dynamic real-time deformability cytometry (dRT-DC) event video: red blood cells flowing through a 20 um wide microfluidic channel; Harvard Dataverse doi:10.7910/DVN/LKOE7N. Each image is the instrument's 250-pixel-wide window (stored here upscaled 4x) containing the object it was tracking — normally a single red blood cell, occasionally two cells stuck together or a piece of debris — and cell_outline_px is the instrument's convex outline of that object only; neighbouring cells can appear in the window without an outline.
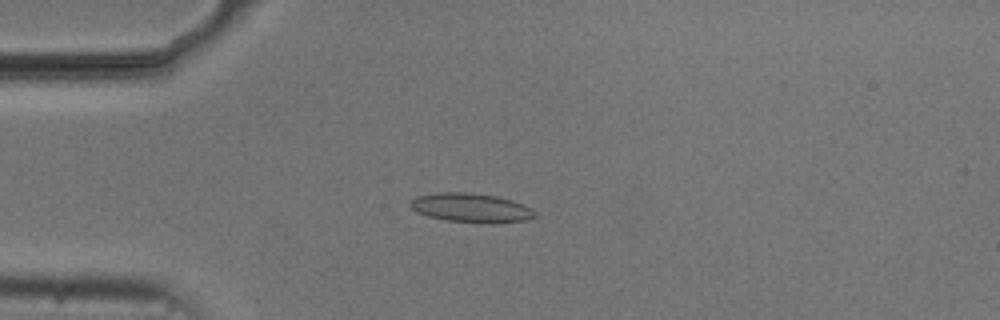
{"species": "common noctule bat (a hibernating species)", "species_latin": "Nyctalus noctula", "temperature_condition": "cold", "stored_images_in_passage": 44, "camera_frame_rate_fps": 3000, "um_per_image_px": 0.085, "animal": {"sex": "male", "body_mass_g": 20.5, "forearm_length_mm": 52.5}, "frame": {"image": 1, "passage_image": 10, "time_ms": 3.0, "image_size_px": [1000, 320], "cell_outline_px": [[536, 216], [524, 220], [492, 224], [444, 220], [428, 216], [416, 212], [408, 204], [416, 196], [436, 192], [468, 192], [496, 196], [512, 200], [532, 208], [536, 212]], "centroid_in_image_um": [40.03, 17.66], "position_along_channel_um": 45.0, "area_um2": 21.33}}
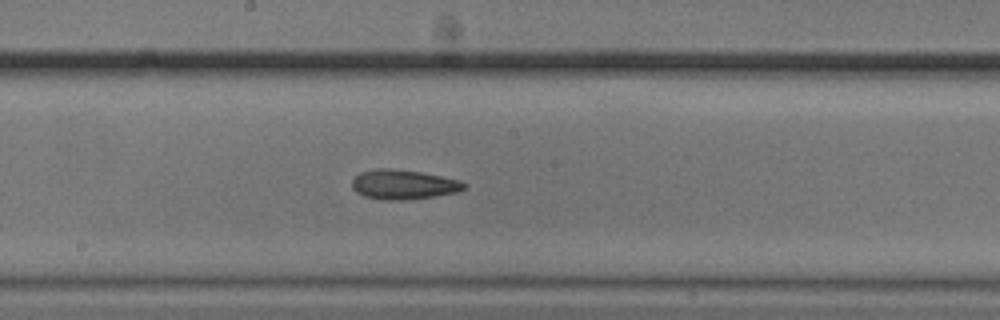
{"frame": {"image": 2, "passage_image": 25, "time_ms": 8.0, "image_size_px": [1000, 320], "cell_outline_px": [[468, 184], [464, 188], [456, 192], [432, 196], [400, 200], [384, 200], [364, 196], [356, 192], [352, 188], [352, 180], [360, 172], [376, 168], [388, 168], [420, 172], [460, 180]], "centroid_in_image_um": [34.26, 15.67], "position_along_channel_um": 213.9, "area_um2": 19.13}}
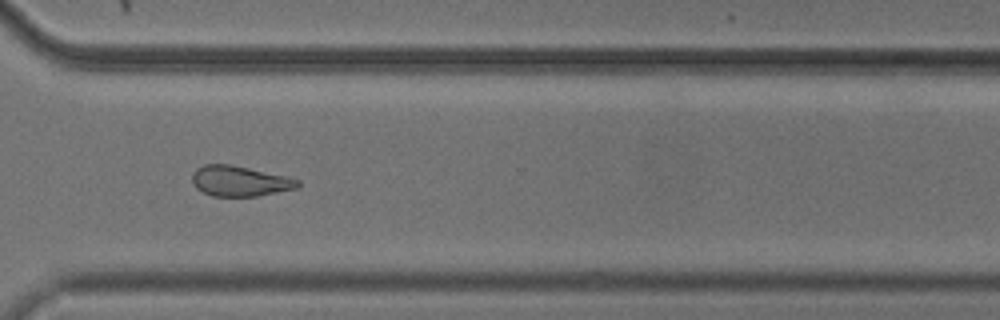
{"frame": {"image": 3, "passage_image": 36, "time_ms": 11.667, "image_size_px": [1000, 320], "cell_outline_px": [[300, 184], [296, 188], [256, 196], [212, 196], [196, 188], [192, 180], [192, 172], [196, 168], [204, 164], [232, 164], [288, 176], [300, 180]], "centroid_in_image_um": [20.37, 15.37], "position_along_channel_um": 350.2, "area_um2": 18.79}, "authors_computed_cell_mechanics": {"area_um2": 19.5364, "velocity_mm_per_s": 3.7379, "shape_relaxation_time_tau1_ms": 3.409, "shape_relaxation_time_tau2_ms": 5.1297, "deformation_change_tau1": 0.1132, "deformation_change_tau2": 0.1453}}